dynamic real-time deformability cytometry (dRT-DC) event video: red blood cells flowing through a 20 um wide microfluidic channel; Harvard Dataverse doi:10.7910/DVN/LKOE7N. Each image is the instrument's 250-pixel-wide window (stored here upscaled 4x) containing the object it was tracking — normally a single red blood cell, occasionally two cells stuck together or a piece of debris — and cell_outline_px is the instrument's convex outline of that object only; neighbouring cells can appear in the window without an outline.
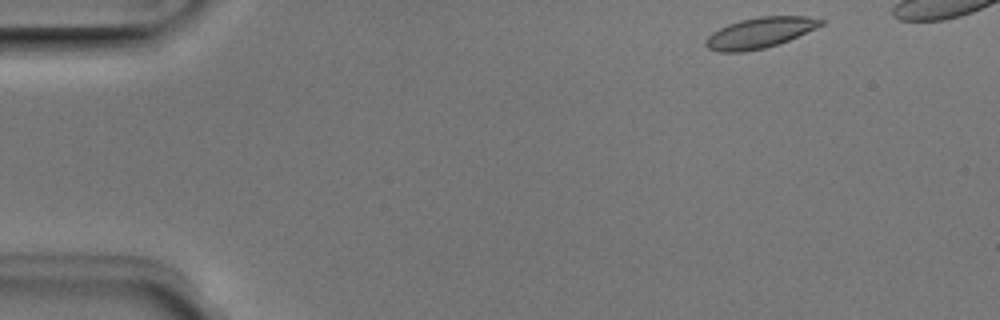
{"species": "Egyptian fruit bat (a non-hibernating species)", "species_latin": "Rousettus aegyptiacus", "temperature_condition": "room temperature", "stored_images_in_passage": 41, "camera_frame_rate_fps": 3000, "um_per_image_px": 0.085, "animal": {"sex": "male"}, "frame": {"image": 1, "passage_image": 1, "time_ms": 0.0, "image_size_px": [1000, 320], "cell_outline_px": [[824, 24], [788, 40], [764, 48], [744, 52], [720, 52], [708, 48], [704, 44], [704, 40], [712, 32], [728, 24], [740, 20], [760, 16], [808, 16], [824, 20]], "centroid_in_image_um": [64.55, 2.78], "position_along_channel_um": 20.5, "area_um2": 20.4}}
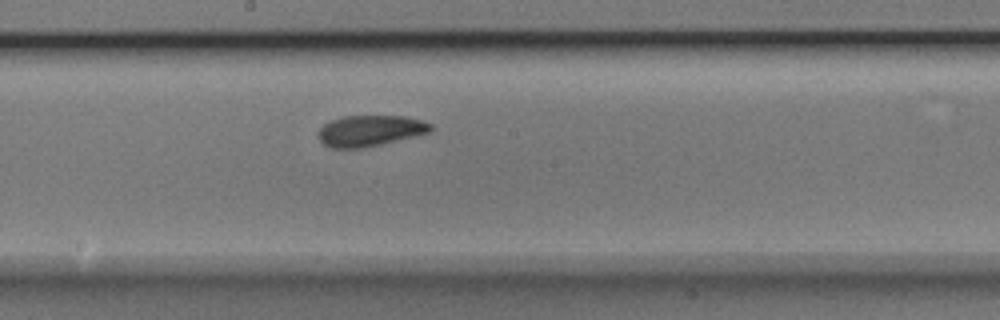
{"frame": {"image": 2, "passage_image": 23, "time_ms": 7.333, "image_size_px": [1000, 320], "cell_outline_px": [[432, 128], [428, 132], [412, 136], [360, 148], [328, 148], [316, 136], [320, 128], [324, 124], [332, 120], [344, 116], [404, 116], [420, 120], [432, 124]], "centroid_in_image_um": [31.38, 11.1], "position_along_channel_um": 216.8, "area_um2": 19.88}}
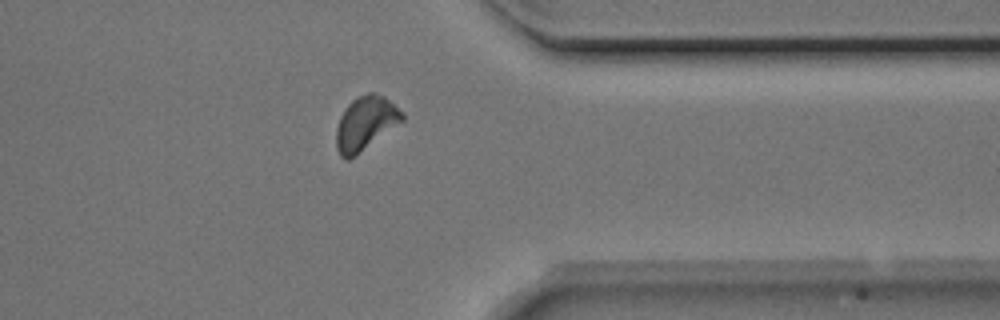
{"frame": {"image": 3, "passage_image": 36, "time_ms": 11.667, "image_size_px": [1000, 320], "cell_outline_px": [[404, 120], [348, 160], [340, 156], [336, 148], [336, 128], [340, 116], [344, 108], [356, 96], [368, 92], [376, 92], [384, 96], [404, 112]], "centroid_in_image_um": [31.05, 10.44], "position_along_channel_um": 380.3, "area_um2": 20.63}}